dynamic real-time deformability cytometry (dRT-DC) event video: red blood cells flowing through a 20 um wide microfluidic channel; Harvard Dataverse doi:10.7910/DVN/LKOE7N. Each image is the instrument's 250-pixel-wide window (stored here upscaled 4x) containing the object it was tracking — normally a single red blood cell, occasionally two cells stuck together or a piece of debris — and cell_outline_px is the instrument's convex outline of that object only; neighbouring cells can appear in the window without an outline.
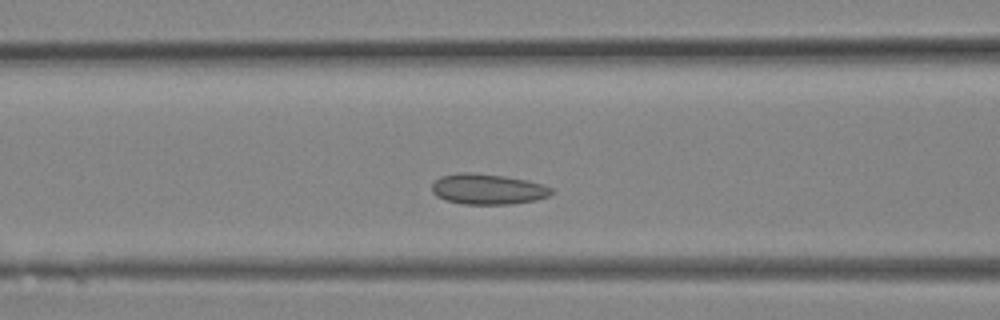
{"species": "Egyptian fruit bat (a non-hibernating species)", "species_latin": "Rousettus aegyptiacus", "temperature_condition": "room temperature", "stored_images_in_passage": 11, "camera_frame_rate_fps": 3000, "um_per_image_px": 0.085, "animal": {"sex": "female"}, "frame": {"image": 1, "passage_image": 7, "time_ms": 2.0, "image_size_px": [1000, 320], "cell_outline_px": [[552, 192], [548, 196], [536, 200], [512, 204], [464, 204], [444, 200], [436, 196], [432, 192], [432, 184], [440, 176], [460, 172], [468, 172], [504, 176], [528, 180], [544, 184], [552, 188]], "centroid_in_image_um": [41.45, 16.07], "position_along_channel_um": 125.1, "area_um2": 21.39}}
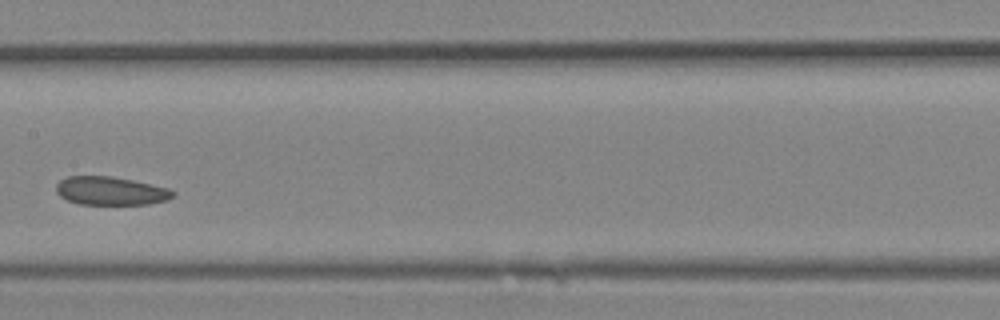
{"frame": {"image": 2, "passage_image": 10, "time_ms": 3.0, "image_size_px": [1000, 320], "cell_outline_px": [[176, 192], [168, 200], [148, 204], [80, 204], [68, 200], [60, 196], [56, 192], [56, 184], [60, 180], [68, 176], [112, 176], [132, 180], [168, 188]], "centroid_in_image_um": [9.39, 16.22], "position_along_channel_um": 198.0, "area_um2": 19.25}}